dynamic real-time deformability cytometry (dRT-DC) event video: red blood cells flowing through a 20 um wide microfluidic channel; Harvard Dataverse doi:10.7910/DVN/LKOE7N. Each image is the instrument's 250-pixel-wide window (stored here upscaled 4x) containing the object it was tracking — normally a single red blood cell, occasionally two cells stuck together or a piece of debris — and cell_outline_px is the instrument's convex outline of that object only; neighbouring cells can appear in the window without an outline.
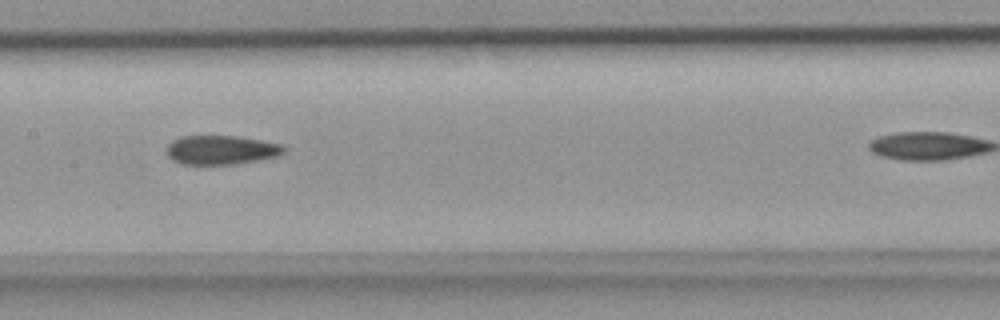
{"species": "common noctule bat (a hibernating species)", "species_latin": "Nyctalus noctula", "temperature_condition": "room temperature", "stored_images_in_passage": 11, "camera_frame_rate_fps": 3000, "um_per_image_px": 0.085, "animal": {"sex": "female", "body_mass_g": 18.4}, "frame": {"image": 1, "passage_image": 8, "time_ms": 2.333, "image_size_px": [1000, 320], "cell_outline_px": [[288, 148], [284, 152], [276, 156], [256, 160], [232, 164], [180, 164], [172, 160], [168, 156], [164, 148], [172, 140], [180, 136], [236, 136], [284, 144]], "centroid_in_image_um": [18.76, 12.73], "position_along_channel_um": 188.6, "area_um2": 20.0}}
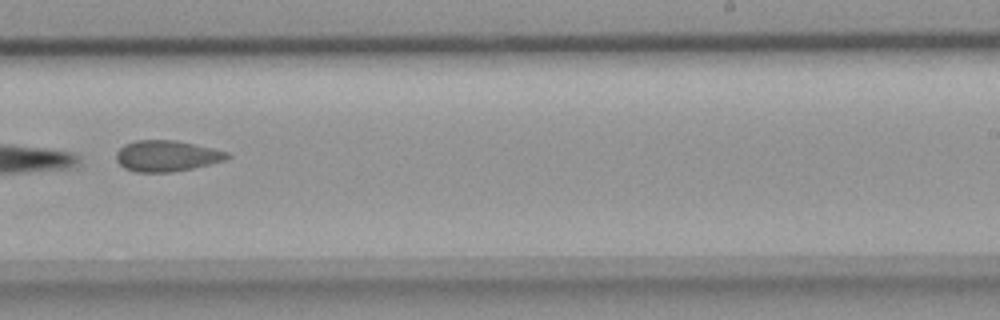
{"frame": {"image": 2, "passage_image": 11, "time_ms": 3.333, "image_size_px": [1000, 320], "cell_outline_px": [[232, 156], [224, 160], [192, 168], [172, 172], [136, 172], [124, 168], [116, 160], [116, 152], [124, 144], [136, 140], [176, 140], [196, 144], [228, 152]], "centroid_in_image_um": [14.15, 13.24], "position_along_channel_um": 274.8, "area_um2": 20.06}}